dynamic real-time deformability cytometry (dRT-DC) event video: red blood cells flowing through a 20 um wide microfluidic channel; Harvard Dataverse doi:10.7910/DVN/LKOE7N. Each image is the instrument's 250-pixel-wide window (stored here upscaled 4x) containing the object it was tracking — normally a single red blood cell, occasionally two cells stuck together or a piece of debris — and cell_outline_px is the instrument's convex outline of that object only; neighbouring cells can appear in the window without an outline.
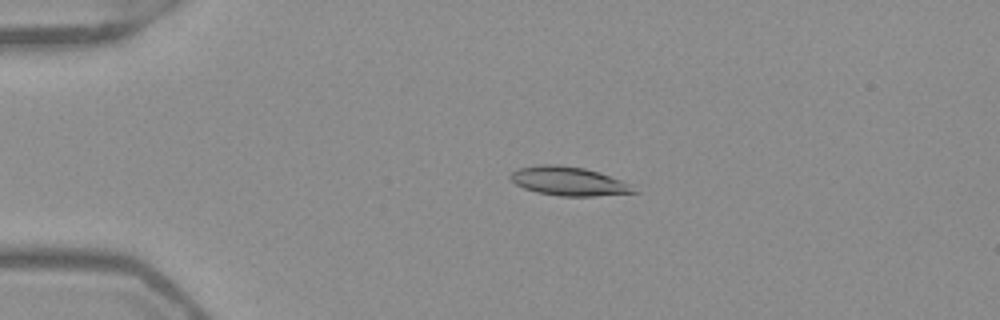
{"species": "Egyptian fruit bat (a non-hibernating species)", "species_latin": "Rousettus aegyptiacus", "temperature_condition": "warm", "stored_images_in_passage": 47, "camera_frame_rate_fps": 3000, "um_per_image_px": 0.085, "frame": {"image": 1, "passage_image": 7, "time_ms": 2.0, "image_size_px": [1000, 320], "cell_outline_px": [[640, 192], [596, 196], [560, 196], [536, 192], [524, 188], [516, 184], [508, 176], [516, 168], [540, 164], [556, 164], [584, 168], [600, 172], [620, 180], [628, 184]], "centroid_in_image_um": [48.3, 15.39], "position_along_channel_um": 36.7, "area_um2": 20.75}}
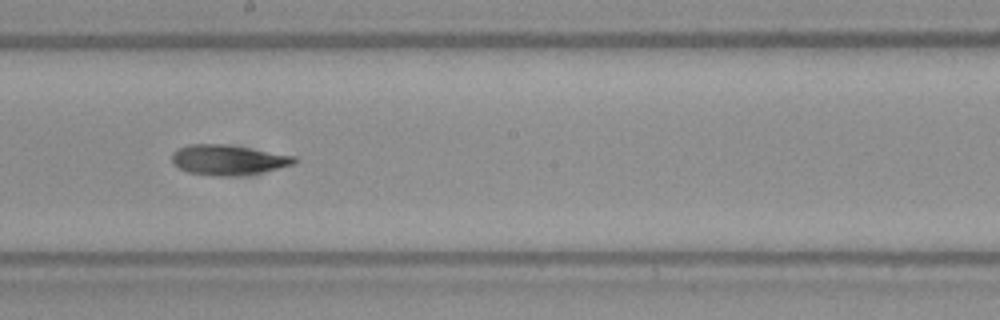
{"frame": {"image": 2, "passage_image": 25, "time_ms": 8.0, "image_size_px": [1000, 320], "cell_outline_px": [[300, 160], [296, 164], [280, 168], [260, 172], [220, 176], [212, 176], [188, 172], [180, 168], [172, 160], [172, 152], [188, 144], [224, 144], [296, 156]], "centroid_in_image_um": [19.42, 13.58], "position_along_channel_um": 228.8, "area_um2": 21.21}}
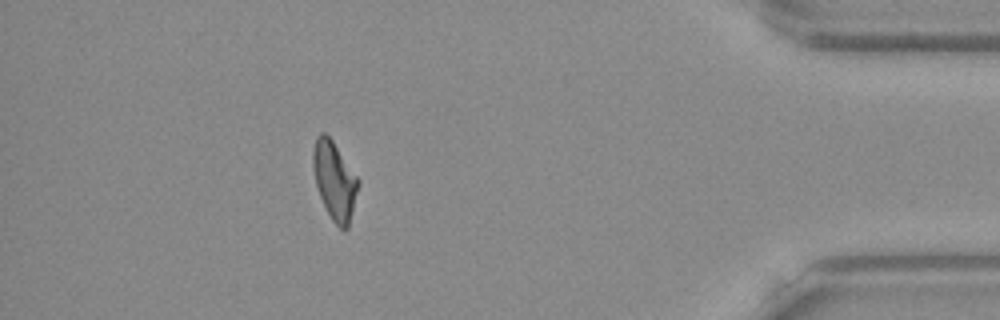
{"frame": {"image": 3, "passage_image": 42, "time_ms": 13.667, "image_size_px": [1000, 320], "cell_outline_px": [[360, 184], [348, 228], [344, 232], [332, 220], [320, 196], [316, 184], [312, 168], [312, 152], [316, 136], [320, 132], [324, 132], [332, 140], [360, 180]], "centroid_in_image_um": [28.44, 15.34], "position_along_channel_um": 406.8, "area_um2": 20.63}, "authors_computed_cell_mechanics": {"area_um2": 20.7502, "velocity_mm_per_s": 3.9431, "shape_relaxation_time_tau1_ms": null, "shape_relaxation_time_tau2_ms": 4.7014, "deformation_change_tau1": null, "deformation_change_tau2": 0.1279}}